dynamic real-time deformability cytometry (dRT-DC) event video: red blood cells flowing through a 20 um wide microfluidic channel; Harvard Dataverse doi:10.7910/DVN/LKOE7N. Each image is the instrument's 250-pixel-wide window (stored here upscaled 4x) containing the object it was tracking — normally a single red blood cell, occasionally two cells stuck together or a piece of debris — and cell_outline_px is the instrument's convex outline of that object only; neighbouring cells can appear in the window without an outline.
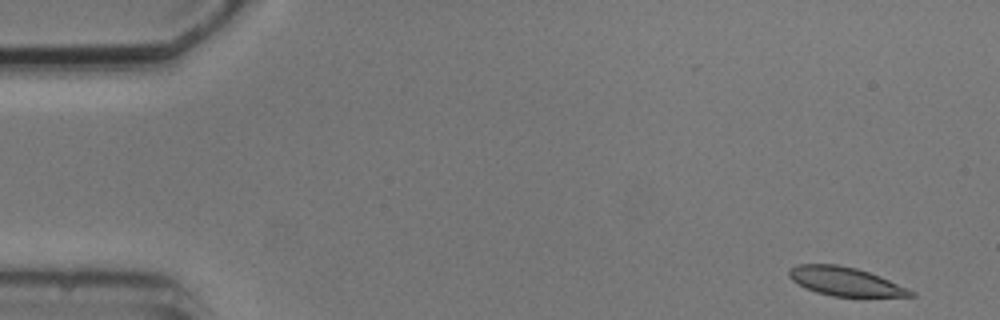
{"species": "common noctule bat (a hibernating species)", "species_latin": "Nyctalus noctula", "temperature_condition": "cold", "stored_images_in_passage": 5, "camera_frame_rate_fps": 3000, "um_per_image_px": 0.085, "animal": {"sex": "male", "body_mass_g": 20.5, "forearm_length_mm": 52.5}, "frame": {"image": 1, "passage_image": 1, "time_ms": 0.0, "image_size_px": [1000, 320], "cell_outline_px": [[916, 296], [832, 296], [816, 292], [792, 280], [788, 276], [788, 268], [800, 264], [836, 264], [856, 268], [880, 276], [908, 288], [916, 292]], "centroid_in_image_um": [71.85, 23.91], "position_along_channel_um": 13.2, "area_um2": 20.11}}
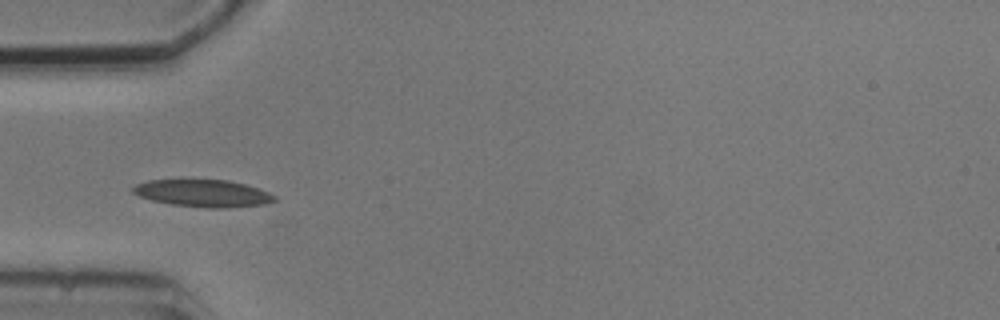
{"frame": {"image": 2, "passage_image": 5, "time_ms": 4.667, "image_size_px": [1000, 320], "cell_outline_px": [[276, 200], [268, 204], [228, 208], [204, 208], [172, 204], [152, 200], [140, 196], [132, 192], [132, 188], [136, 184], [148, 180], [228, 180], [244, 184], [268, 192], [276, 196]], "centroid_in_image_um": [17.28, 16.44], "position_along_channel_um": 67.7, "area_um2": 22.43}}